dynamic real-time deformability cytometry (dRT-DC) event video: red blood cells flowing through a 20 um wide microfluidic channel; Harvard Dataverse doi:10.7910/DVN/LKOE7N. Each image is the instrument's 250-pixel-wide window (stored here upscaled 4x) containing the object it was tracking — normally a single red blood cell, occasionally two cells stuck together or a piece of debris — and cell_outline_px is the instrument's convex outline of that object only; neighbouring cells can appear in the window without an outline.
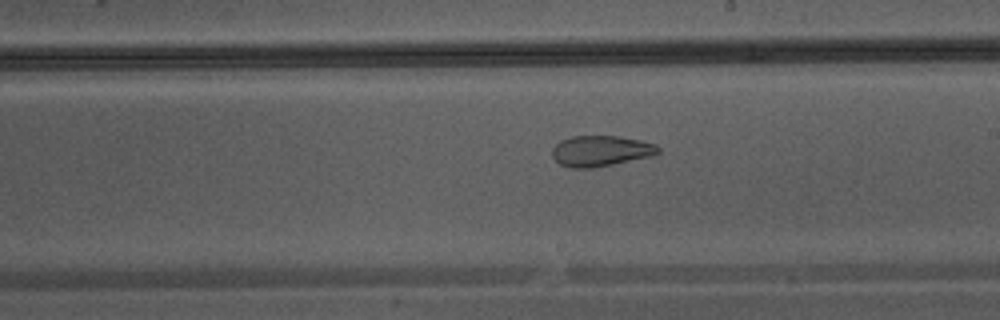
{"species": "Egyptian fruit bat (a non-hibernating species)", "species_latin": "Rousettus aegyptiacus", "temperature_condition": "warm", "stored_images_in_passage": 24, "camera_frame_rate_fps": 3000, "um_per_image_px": 0.085, "animal": {"sex": "male"}, "frame": {"image": 1, "passage_image": 14, "time_ms": 4.333, "image_size_px": [1000, 320], "cell_outline_px": [[660, 152], [656, 156], [592, 168], [572, 168], [560, 164], [552, 156], [552, 148], [560, 140], [572, 136], [620, 136], [640, 140], [656, 144], [660, 148]], "centroid_in_image_um": [51.1, 12.83], "position_along_channel_um": 237.9, "area_um2": 19.25}}